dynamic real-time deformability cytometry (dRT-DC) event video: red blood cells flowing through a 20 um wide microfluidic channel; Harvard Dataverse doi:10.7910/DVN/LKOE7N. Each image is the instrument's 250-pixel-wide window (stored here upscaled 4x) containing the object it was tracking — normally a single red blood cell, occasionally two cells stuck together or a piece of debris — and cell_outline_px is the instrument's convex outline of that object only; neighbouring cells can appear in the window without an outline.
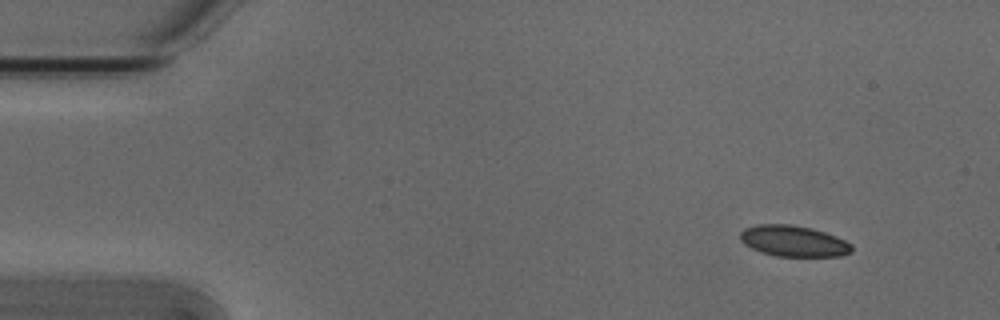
{"species": "Egyptian fruit bat (a non-hibernating species)", "species_latin": "Rousettus aegyptiacus", "temperature_condition": "cold", "stored_images_in_passage": 8, "camera_frame_rate_fps": 3000, "um_per_image_px": 0.085, "animal": {"sex": "male"}, "frame": {"image": 1, "passage_image": 1, "time_ms": 0.0, "image_size_px": [1000, 320], "cell_outline_px": [[852, 252], [840, 256], [776, 256], [760, 252], [744, 244], [740, 240], [740, 232], [744, 228], [756, 224], [788, 224], [812, 228], [836, 236], [852, 244]], "centroid_in_image_um": [67.43, 20.48], "position_along_channel_um": 17.6, "area_um2": 20.23}}
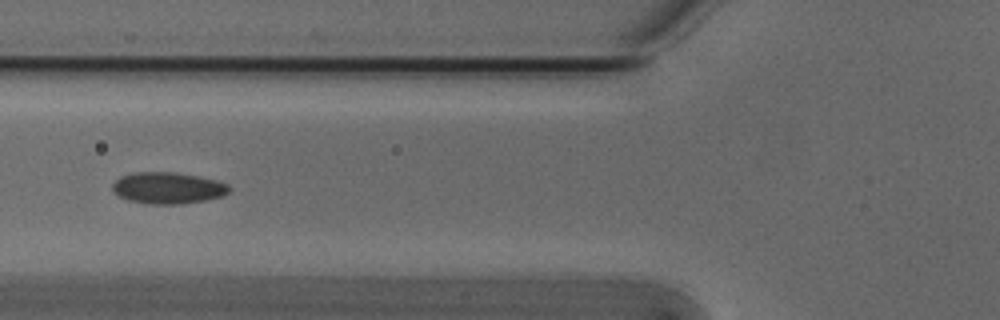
{"frame": {"image": 2, "passage_image": 5, "time_ms": 1.333, "image_size_px": [1000, 320], "cell_outline_px": [[232, 188], [228, 192], [220, 196], [204, 200], [180, 204], [148, 204], [128, 200], [112, 192], [112, 184], [120, 176], [132, 172], [176, 172], [200, 176], [216, 180], [228, 184]], "centroid_in_image_um": [14.24, 15.96], "position_along_channel_um": 111.6, "area_um2": 21.56}}
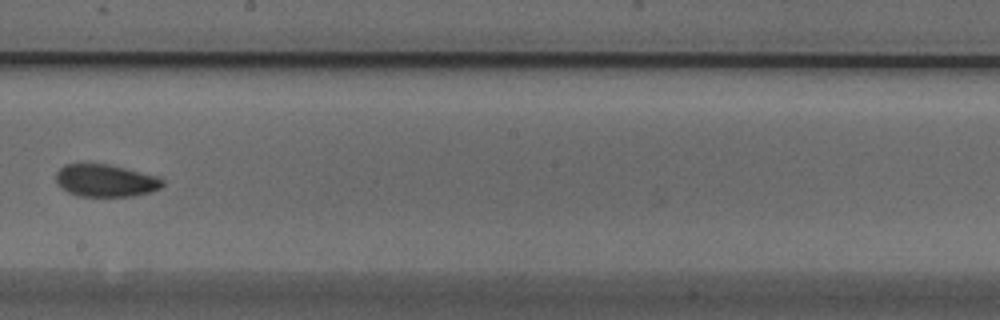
{"frame": {"image": 3, "passage_image": 8, "time_ms": 2.333, "image_size_px": [1000, 320], "cell_outline_px": [[164, 184], [160, 188], [152, 192], [132, 196], [80, 196], [68, 192], [60, 188], [56, 180], [56, 172], [64, 164], [108, 164], [156, 176], [164, 180]], "centroid_in_image_um": [8.96, 15.36], "position_along_channel_um": 239.2, "area_um2": 20.06}}